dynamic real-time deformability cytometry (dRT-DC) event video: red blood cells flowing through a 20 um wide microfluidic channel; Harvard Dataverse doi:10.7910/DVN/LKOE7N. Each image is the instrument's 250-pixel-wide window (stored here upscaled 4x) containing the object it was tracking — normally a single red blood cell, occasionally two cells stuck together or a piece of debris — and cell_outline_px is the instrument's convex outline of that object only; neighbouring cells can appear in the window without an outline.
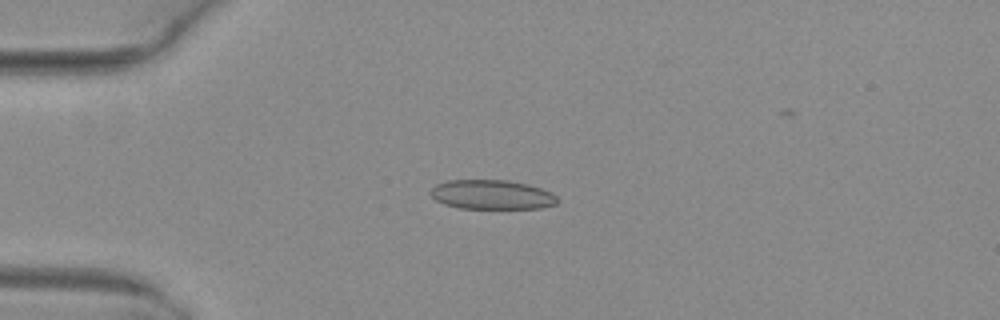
{"species": "common noctule bat (a hibernating species)", "species_latin": "Nyctalus noctula", "temperature_condition": "warm", "stored_images_in_passage": 5, "camera_frame_rate_fps": 3000, "um_per_image_px": 0.085, "animal": {"sex": "female", "body_mass_g": 29.2, "forearm_length_mm": 56.3}, "frame": {"image": 1, "passage_image": 2, "time_ms": 0.333, "image_size_px": [1000, 320], "cell_outline_px": [[560, 200], [556, 204], [540, 208], [460, 208], [444, 204], [436, 200], [428, 192], [436, 184], [448, 180], [508, 180], [528, 184], [552, 192]], "centroid_in_image_um": [41.81, 16.54], "position_along_channel_um": 43.2, "area_um2": 21.79}}
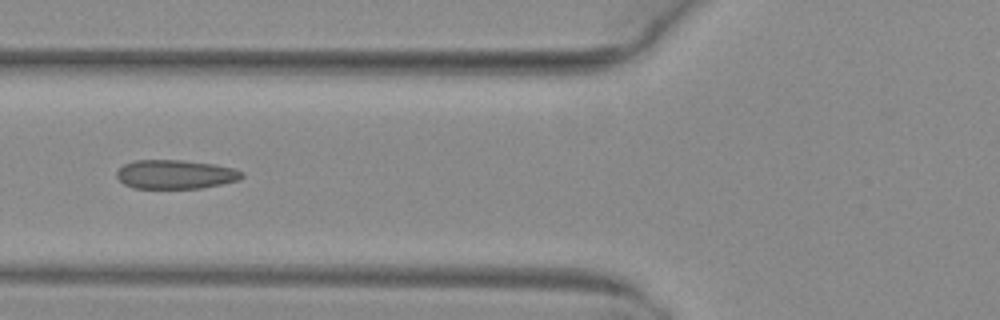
{"frame": {"image": 2, "passage_image": 4, "time_ms": 1.0, "image_size_px": [1000, 320], "cell_outline_px": [[244, 176], [240, 180], [200, 188], [132, 188], [124, 184], [116, 176], [116, 172], [124, 164], [136, 160], [180, 160], [216, 164], [232, 168], [244, 172]], "centroid_in_image_um": [14.92, 14.82], "position_along_channel_um": 110.9, "area_um2": 21.15}}
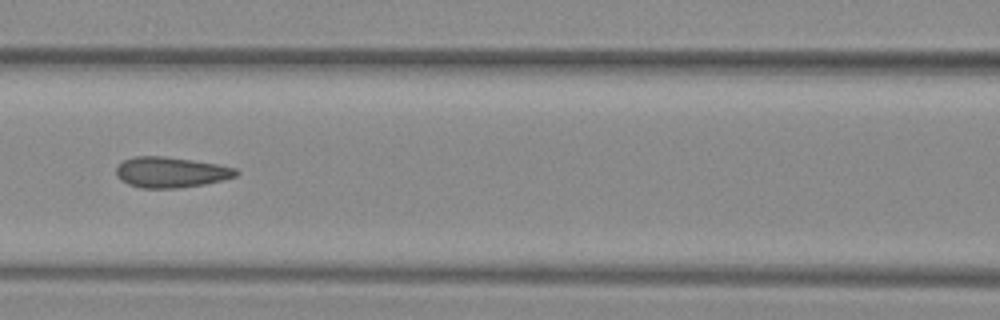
{"frame": {"image": 3, "passage_image": 5, "time_ms": 1.333, "image_size_px": [1000, 320], "cell_outline_px": [[240, 172], [236, 176], [224, 180], [204, 184], [176, 188], [140, 188], [128, 184], [120, 180], [116, 176], [116, 168], [124, 160], [136, 156], [164, 156], [192, 160], [216, 164], [236, 168]], "centroid_in_image_um": [14.52, 14.65], "position_along_channel_um": 152.1, "area_um2": 21.39}}